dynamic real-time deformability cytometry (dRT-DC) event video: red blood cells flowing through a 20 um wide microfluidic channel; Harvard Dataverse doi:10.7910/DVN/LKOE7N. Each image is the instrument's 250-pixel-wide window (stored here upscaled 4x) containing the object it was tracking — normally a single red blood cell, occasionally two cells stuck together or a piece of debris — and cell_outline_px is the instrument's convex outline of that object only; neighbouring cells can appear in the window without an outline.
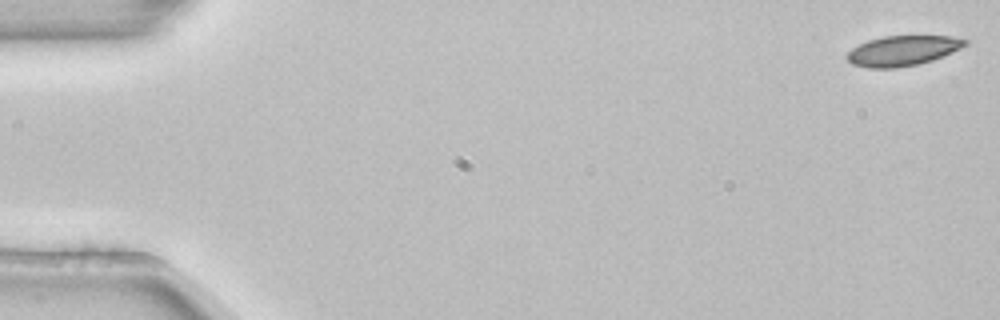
{"species": "common noctule bat (a hibernating species)", "species_latin": "Nyctalus noctula", "temperature_condition": "room temperature", "stored_images_in_passage": 54, "camera_frame_rate_fps": 3000, "um_per_image_px": 0.085, "animal": {"sex": "female", "body_mass_g": 22.7, "forearm_length_mm": 54.2}, "frame": {"image": 1, "passage_image": 1, "time_ms": 0.0, "image_size_px": [1000, 320], "cell_outline_px": [[968, 44], [960, 48], [932, 60], [920, 64], [896, 68], [868, 68], [852, 64], [844, 56], [852, 48], [868, 40], [884, 36], [952, 36], [968, 40]], "centroid_in_image_um": [76.7, 4.31], "position_along_channel_um": 8.3, "area_um2": 20.69}}
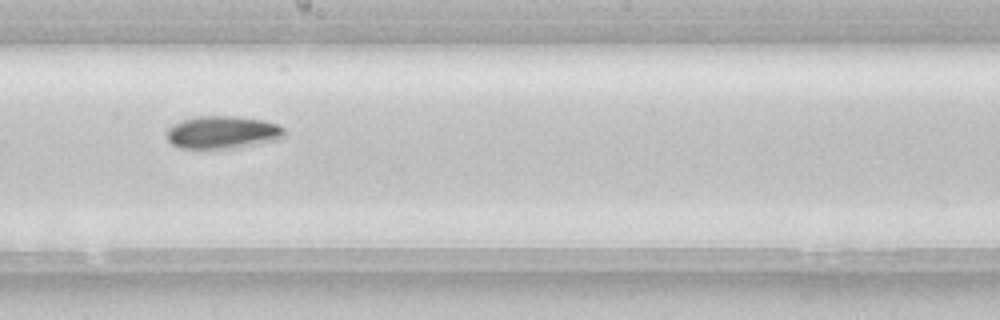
{"frame": {"image": 2, "passage_image": 30, "time_ms": 9.667, "image_size_px": [1000, 320], "cell_outline_px": [[284, 136], [280, 140], [232, 148], [180, 148], [172, 144], [168, 140], [168, 128], [184, 120], [196, 116], [236, 116], [264, 120], [276, 124], [284, 128]], "centroid_in_image_um": [18.96, 11.25], "position_along_channel_um": 229.2, "area_um2": 22.25}}
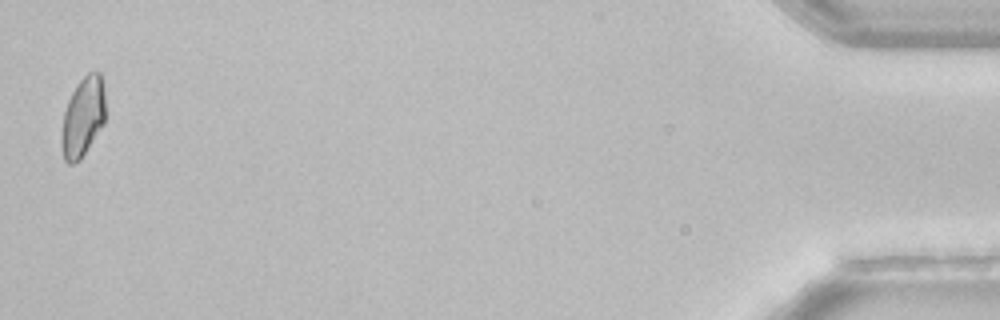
{"frame": {"image": 3, "passage_image": 53, "time_ms": 17.333, "image_size_px": [1000, 320], "cell_outline_px": [[104, 124], [80, 160], [76, 164], [68, 164], [64, 160], [60, 144], [60, 136], [64, 112], [68, 100], [76, 84], [88, 72], [100, 72], [104, 88]], "centroid_in_image_um": [7.02, 9.98], "position_along_channel_um": 428.2, "area_um2": 20.58}, "authors_computed_cell_mechanics": {"area_um2": 21.4727, "velocity_mm_per_s": 3.8458, "shape_relaxation_time_tau1_ms": 7.4499, "shape_relaxation_time_tau2_ms": null, "deformation_change_tau1": 0.1341, "deformation_change_tau2": null}}